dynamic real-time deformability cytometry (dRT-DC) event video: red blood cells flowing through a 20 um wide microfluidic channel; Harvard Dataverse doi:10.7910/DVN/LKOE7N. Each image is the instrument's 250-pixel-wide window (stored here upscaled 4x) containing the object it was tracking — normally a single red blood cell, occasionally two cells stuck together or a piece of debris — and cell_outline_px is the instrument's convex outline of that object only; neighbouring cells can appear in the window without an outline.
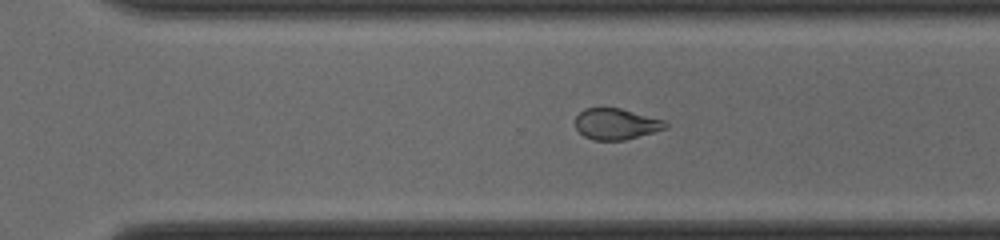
{"species": "common noctule bat (a hibernating species)", "species_latin": "Nyctalus noctula", "temperature_condition": "cold", "stored_images_in_passage": 37, "camera_frame_rate_fps": 3000, "um_per_image_px": 0.085, "animal": {"sex": "male", "body_mass_g": 19.0, "forearm_length_mm": 50.8}, "frame": {"image": 1, "passage_image": 32, "time_ms": 10.333, "image_size_px": [1000, 240], "cell_outline_px": [[668, 128], [624, 140], [592, 140], [584, 136], [576, 128], [576, 116], [584, 108], [620, 108], [664, 120], [668, 124]], "centroid_in_image_um": [52.37, 10.54], "position_along_channel_um": 318.2, "area_um2": 16.24}}